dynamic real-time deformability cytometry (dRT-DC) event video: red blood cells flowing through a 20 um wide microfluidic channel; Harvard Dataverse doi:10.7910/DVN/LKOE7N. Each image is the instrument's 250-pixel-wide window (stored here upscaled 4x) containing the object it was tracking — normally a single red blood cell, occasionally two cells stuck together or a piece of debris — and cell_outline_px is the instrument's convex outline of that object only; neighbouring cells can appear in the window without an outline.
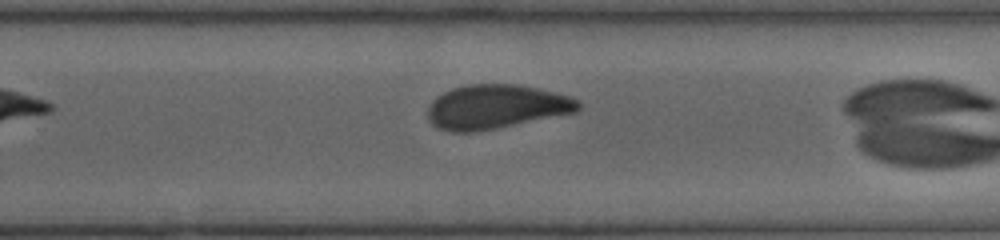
{"species": "human", "species_latin": "Homo sapiens", "temperature_condition": "cold", "stored_images_in_passage": 27, "camera_frame_rate_fps": 3000, "um_per_image_px": 0.085, "donor": {"sex": "female"}, "frame": {"image": 1, "passage_image": 20, "time_ms": 6.333, "image_size_px": [1000, 240], "cell_outline_px": [[580, 108], [576, 112], [496, 128], [472, 132], [452, 132], [440, 128], [432, 124], [428, 120], [428, 108], [436, 96], [452, 88], [468, 84], [516, 84], [536, 88], [568, 96], [580, 100]], "centroid_in_image_um": [42.15, 9.07], "position_along_channel_um": 287.7, "area_um2": 38.44}}